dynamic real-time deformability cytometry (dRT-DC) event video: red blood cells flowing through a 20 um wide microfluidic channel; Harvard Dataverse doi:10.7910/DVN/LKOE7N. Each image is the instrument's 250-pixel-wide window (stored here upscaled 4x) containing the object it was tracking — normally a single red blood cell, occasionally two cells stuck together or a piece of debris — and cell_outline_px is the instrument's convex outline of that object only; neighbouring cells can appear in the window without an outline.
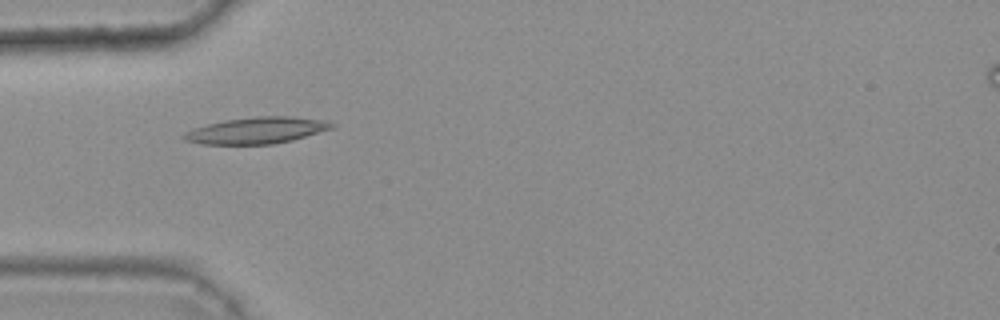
{"species": "common noctule bat (a hibernating species)", "species_latin": "Nyctalus noctula", "temperature_condition": "warm", "stored_images_in_passage": 33, "camera_frame_rate_fps": 3000, "um_per_image_px": 0.085, "animal": {"sex": "female", "body_mass_g": 25.1}, "frame": {"image": 1, "passage_image": 1, "time_ms": 0.0, "image_size_px": [1000, 320], "cell_outline_px": [[336, 124], [332, 128], [292, 140], [272, 144], [200, 144], [184, 140], [180, 136], [184, 132], [192, 128], [224, 120], [256, 116], [288, 116], [328, 120]], "centroid_in_image_um": [21.78, 11.08], "position_along_channel_um": 63.2, "area_um2": 22.89}}
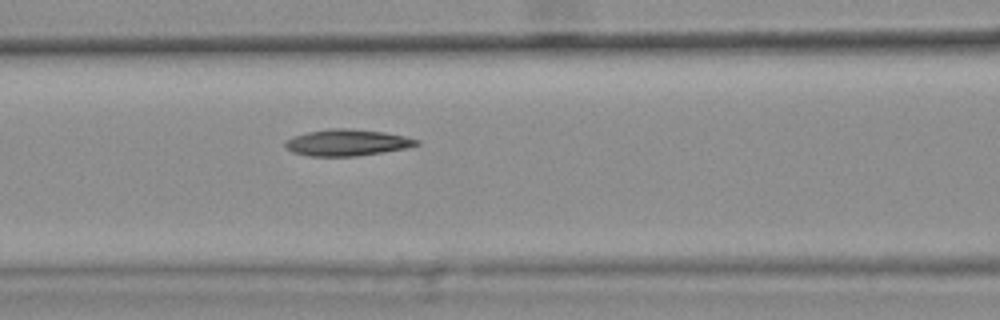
{"frame": {"image": 2, "passage_image": 7, "time_ms": 2.0, "image_size_px": [1000, 320], "cell_outline_px": [[420, 144], [408, 148], [384, 152], [356, 156], [308, 156], [292, 152], [284, 148], [284, 140], [292, 136], [308, 132], [328, 128], [348, 128], [384, 132], [404, 136], [420, 140]], "centroid_in_image_um": [29.47, 12.12], "position_along_channel_um": 137.1, "area_um2": 20.52}}
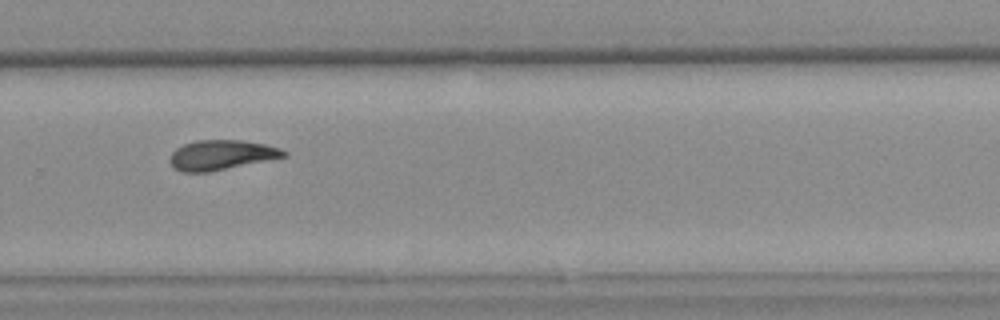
{"frame": {"image": 3, "passage_image": 21, "time_ms": 6.667, "image_size_px": [1000, 320], "cell_outline_px": [[288, 156], [208, 172], [184, 172], [172, 168], [168, 160], [172, 152], [176, 148], [184, 144], [196, 140], [240, 140], [264, 144], [280, 148], [288, 152]], "centroid_in_image_um": [18.79, 13.17], "position_along_channel_um": 311.0, "area_um2": 19.83}, "authors_computed_cell_mechanics": {"area_um2": 19.8832, "velocity_mm_per_s": 3.734, "shape_relaxation_time_tau1_ms": null, "shape_relaxation_time_tau2_ms": 7.4553, "deformation_change_tau1": null, "deformation_change_tau2": 0.1537}}